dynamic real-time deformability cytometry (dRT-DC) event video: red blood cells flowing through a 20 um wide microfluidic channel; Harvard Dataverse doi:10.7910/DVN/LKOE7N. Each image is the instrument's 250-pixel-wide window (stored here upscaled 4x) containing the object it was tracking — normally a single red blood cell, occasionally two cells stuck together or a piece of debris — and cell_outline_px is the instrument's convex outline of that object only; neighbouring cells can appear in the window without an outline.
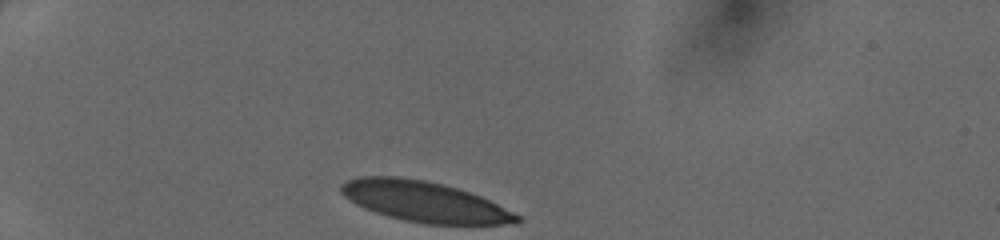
{"species": "human", "species_latin": "Homo sapiens", "temperature_condition": "cold", "stored_images_in_passage": 29, "camera_frame_rate_fps": 3000, "um_per_image_px": 0.085, "donor": {"sex": "female"}, "frame": {"image": 1, "passage_image": 1, "time_ms": 0.0, "image_size_px": [1000, 240], "cell_outline_px": [[520, 224], [424, 224], [404, 220], [388, 216], [364, 208], [356, 204], [344, 196], [340, 192], [340, 184], [348, 180], [360, 176], [400, 176], [424, 180], [456, 188], [480, 196], [520, 216]], "centroid_in_image_um": [36.04, 17.14], "position_along_channel_um": 49.0, "area_um2": 41.21}}
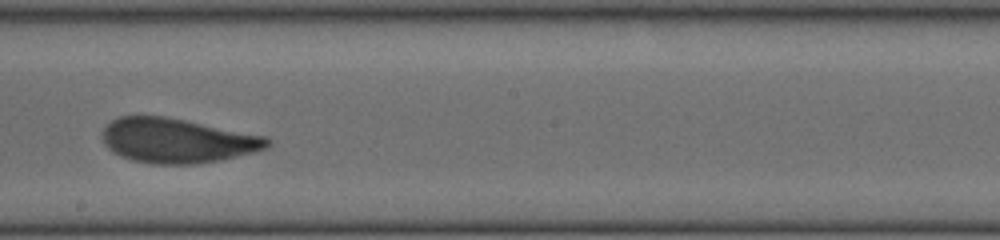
{"frame": {"image": 2, "passage_image": 17, "time_ms": 5.333, "image_size_px": [1000, 240], "cell_outline_px": [[272, 144], [268, 148], [256, 152], [220, 160], [196, 164], [152, 164], [132, 160], [120, 156], [112, 152], [104, 144], [100, 136], [104, 128], [112, 120], [120, 116], [164, 116], [264, 136], [272, 140]], "centroid_in_image_um": [15.04, 11.96], "position_along_channel_um": 233.2, "area_um2": 42.95}}
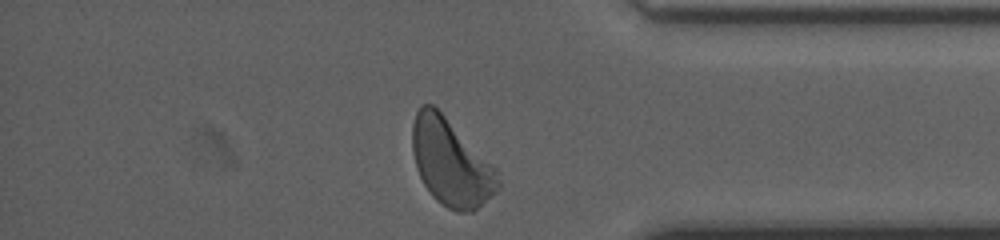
{"frame": {"image": 3, "passage_image": 29, "time_ms": 9.333, "image_size_px": [1000, 240], "cell_outline_px": [[500, 184], [496, 192], [472, 212], [456, 212], [440, 204], [432, 196], [424, 184], [416, 168], [412, 152], [412, 124], [416, 112], [420, 104], [432, 104], [496, 168], [500, 180]], "centroid_in_image_um": [38.3, 13.84], "position_along_channel_um": 396.9, "area_um2": 42.89}}